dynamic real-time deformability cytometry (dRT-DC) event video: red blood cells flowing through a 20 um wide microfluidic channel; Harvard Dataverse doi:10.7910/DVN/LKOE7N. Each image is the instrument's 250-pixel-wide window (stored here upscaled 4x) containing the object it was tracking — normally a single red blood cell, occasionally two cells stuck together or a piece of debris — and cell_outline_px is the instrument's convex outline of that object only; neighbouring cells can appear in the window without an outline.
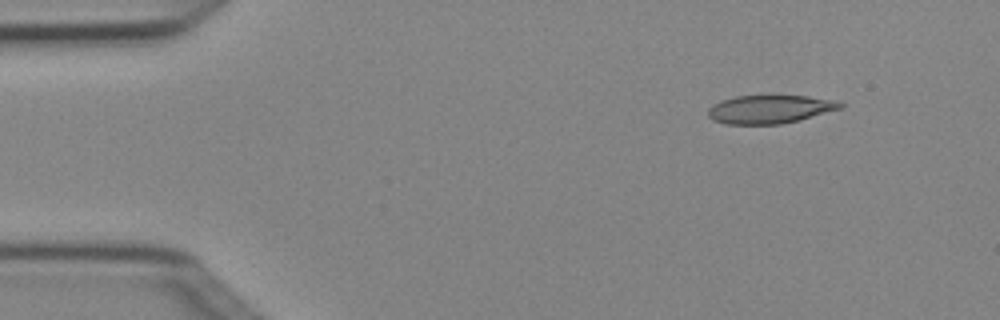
{"species": "Egyptian fruit bat (a non-hibernating species)", "species_latin": "Rousettus aegyptiacus", "temperature_condition": "cold", "stored_images_in_passage": 6, "camera_frame_rate_fps": 3000, "um_per_image_px": 0.085, "animal": {"sex": "female"}, "frame": {"image": 1, "passage_image": 2, "time_ms": 0.333, "image_size_px": [1000, 320], "cell_outline_px": [[844, 108], [800, 120], [780, 124], [724, 124], [712, 120], [708, 116], [708, 108], [712, 104], [720, 100], [736, 96], [768, 92], [808, 96], [832, 100], [844, 104]], "centroid_in_image_um": [65.42, 9.24], "position_along_channel_um": 19.6, "area_um2": 23.0}}
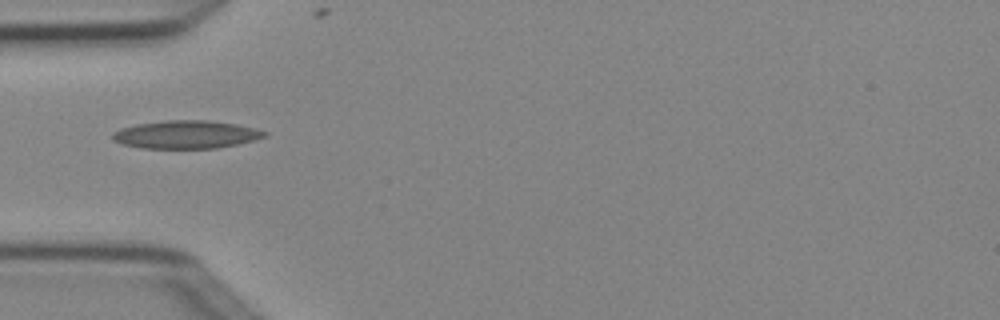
{"frame": {"image": 2, "passage_image": 5, "time_ms": 1.333, "image_size_px": [1000, 320], "cell_outline_px": [[268, 136], [236, 144], [216, 148], [140, 148], [124, 144], [112, 140], [112, 132], [120, 128], [136, 124], [164, 120], [208, 120], [236, 124], [256, 128], [268, 132]], "centroid_in_image_um": [15.8, 11.42], "position_along_channel_um": 69.2, "area_um2": 24.85}}